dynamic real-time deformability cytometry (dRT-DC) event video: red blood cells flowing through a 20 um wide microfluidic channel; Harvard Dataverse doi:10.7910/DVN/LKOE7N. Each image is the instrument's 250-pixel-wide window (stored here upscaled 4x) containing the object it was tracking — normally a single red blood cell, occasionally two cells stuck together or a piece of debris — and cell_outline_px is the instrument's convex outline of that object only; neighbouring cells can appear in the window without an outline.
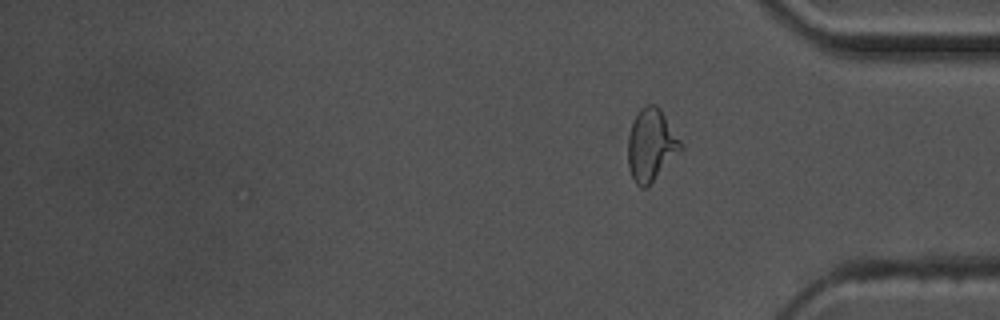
{"species": "common noctule bat (a hibernating species)", "species_latin": "Nyctalus noctula", "temperature_condition": "warm", "stored_images_in_passage": 34, "camera_frame_rate_fps": 3000, "um_per_image_px": 0.085, "animal": {"sex": "male", "body_mass_g": 17.5, "forearm_length_mm": 52.3}, "frame": {"image": 1, "passage_image": 34, "time_ms": 11.0, "image_size_px": [1000, 320], "cell_outline_px": [[684, 148], [648, 188], [640, 188], [636, 184], [628, 168], [628, 136], [636, 112], [640, 108], [648, 104], [656, 104], [660, 108], [684, 144]], "centroid_in_image_um": [55.37, 12.34], "position_along_channel_um": 379.8, "area_um2": 22.72}, "authors_computed_cell_mechanics": {"area_um2": 20.0855, "velocity_mm_per_s": 3.6494, "shape_relaxation_time_tau1_ms": 8.7076, "shape_relaxation_time_tau2_ms": 0.7851, "deformation_change_tau1": 0.2162, "deformation_change_tau2": 0.0659}}